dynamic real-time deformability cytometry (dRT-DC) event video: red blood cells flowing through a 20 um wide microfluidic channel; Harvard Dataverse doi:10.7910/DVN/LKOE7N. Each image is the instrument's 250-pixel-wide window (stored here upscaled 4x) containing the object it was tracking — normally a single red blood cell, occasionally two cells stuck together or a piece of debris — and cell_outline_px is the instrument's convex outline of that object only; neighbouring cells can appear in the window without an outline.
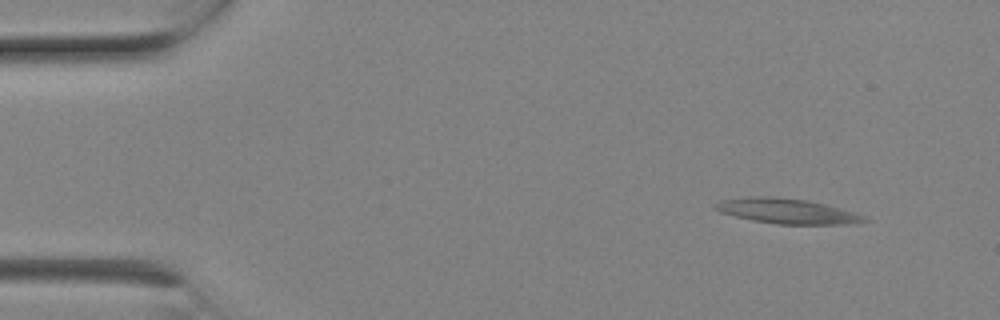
{"species": "Egyptian fruit bat (a non-hibernating species)", "species_latin": "Rousettus aegyptiacus", "temperature_condition": "room temperature", "stored_images_in_passage": 7, "camera_frame_rate_fps": 3000, "um_per_image_px": 0.085, "animal": {"sex": "female"}, "frame": {"image": 1, "passage_image": 2, "time_ms": 0.333, "image_size_px": [1000, 320], "cell_outline_px": [[868, 220], [840, 224], [776, 224], [752, 220], [720, 212], [712, 208], [712, 204], [720, 200], [748, 196], [776, 196], [804, 200], [824, 204], [852, 212], [864, 216]], "centroid_in_image_um": [66.75, 17.92], "position_along_channel_um": 18.2, "area_um2": 21.5}}
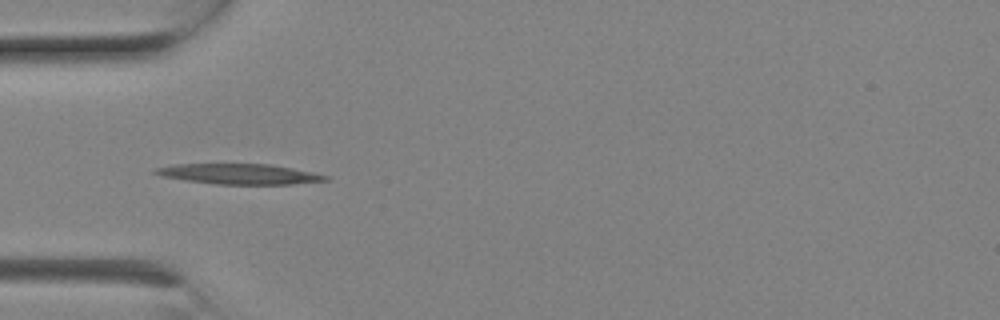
{"frame": {"image": 2, "passage_image": 6, "time_ms": 1.667, "image_size_px": [1000, 320], "cell_outline_px": [[328, 180], [292, 184], [216, 184], [160, 176], [152, 172], [156, 168], [176, 164], [272, 164], [312, 172], [328, 176]], "centroid_in_image_um": [20.34, 14.78], "position_along_channel_um": 64.7, "area_um2": 19.94}}
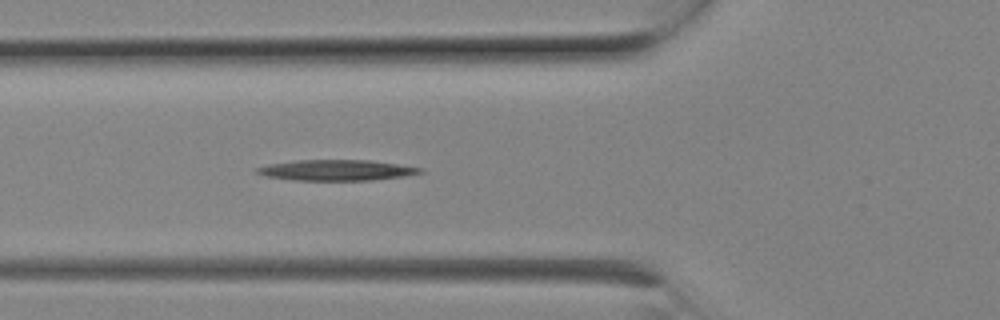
{"frame": {"image": 3, "passage_image": 7, "time_ms": 2.0, "image_size_px": [1000, 320], "cell_outline_px": [[424, 172], [404, 176], [372, 180], [296, 180], [268, 176], [256, 172], [256, 168], [268, 164], [296, 160], [368, 160], [424, 168]], "centroid_in_image_um": [28.63, 14.46], "position_along_channel_um": 97.2, "area_um2": 19.48}}